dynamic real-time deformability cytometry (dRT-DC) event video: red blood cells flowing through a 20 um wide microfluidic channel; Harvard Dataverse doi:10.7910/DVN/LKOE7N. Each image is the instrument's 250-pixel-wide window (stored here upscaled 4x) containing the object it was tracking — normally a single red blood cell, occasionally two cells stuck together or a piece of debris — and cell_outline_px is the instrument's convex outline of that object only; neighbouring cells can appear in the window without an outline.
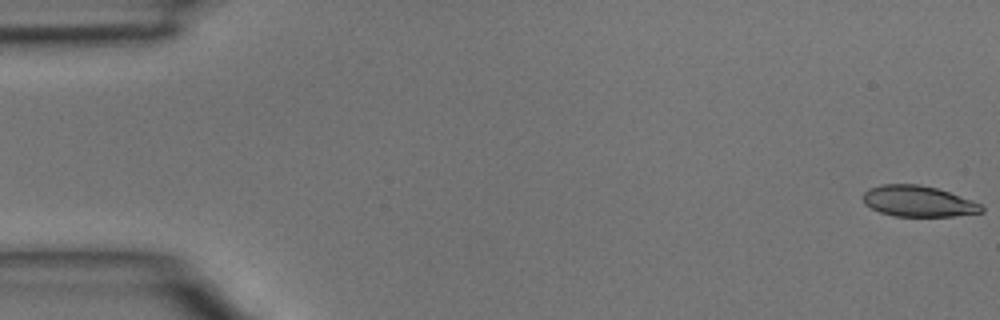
{"species": "common noctule bat (a hibernating species)", "species_latin": "Nyctalus noctula", "temperature_condition": "room temperature", "stored_images_in_passage": 43, "camera_frame_rate_fps": 3000, "um_per_image_px": 0.085, "animal": {"sex": "male", "body_mass_g": 15.6}, "frame": {"image": 1, "passage_image": 1, "time_ms": 0.0, "image_size_px": [1000, 320], "cell_outline_px": [[984, 212], [952, 216], [896, 216], [880, 212], [864, 204], [864, 192], [868, 188], [880, 184], [920, 184], [936, 188], [972, 200], [980, 204], [984, 208]], "centroid_in_image_um": [78.04, 17.1], "position_along_channel_um": 7.0, "area_um2": 21.27}}
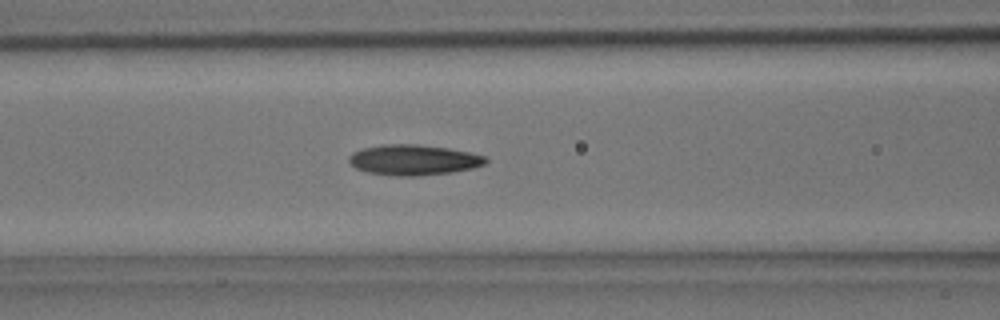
{"frame": {"image": 2, "passage_image": 19, "time_ms": 6.0, "image_size_px": [1000, 320], "cell_outline_px": [[488, 160], [484, 164], [472, 168], [452, 172], [416, 176], [396, 176], [368, 172], [356, 168], [348, 160], [348, 156], [352, 152], [364, 148], [384, 144], [416, 144], [448, 148], [468, 152], [484, 156]], "centroid_in_image_um": [35.13, 13.59], "position_along_channel_um": 131.5, "area_um2": 24.1}}
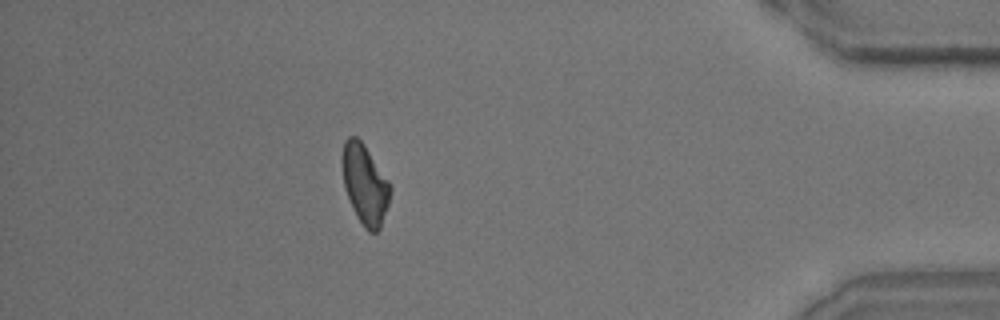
{"frame": {"image": 3, "passage_image": 41, "time_ms": 13.333, "image_size_px": [1000, 320], "cell_outline_px": [[392, 188], [388, 204], [380, 228], [376, 232], [368, 232], [364, 228], [356, 216], [344, 188], [340, 160], [344, 140], [348, 136], [356, 136], [364, 144], [388, 180]], "centroid_in_image_um": [30.98, 15.64], "position_along_channel_um": 404.2, "area_um2": 22.54}}